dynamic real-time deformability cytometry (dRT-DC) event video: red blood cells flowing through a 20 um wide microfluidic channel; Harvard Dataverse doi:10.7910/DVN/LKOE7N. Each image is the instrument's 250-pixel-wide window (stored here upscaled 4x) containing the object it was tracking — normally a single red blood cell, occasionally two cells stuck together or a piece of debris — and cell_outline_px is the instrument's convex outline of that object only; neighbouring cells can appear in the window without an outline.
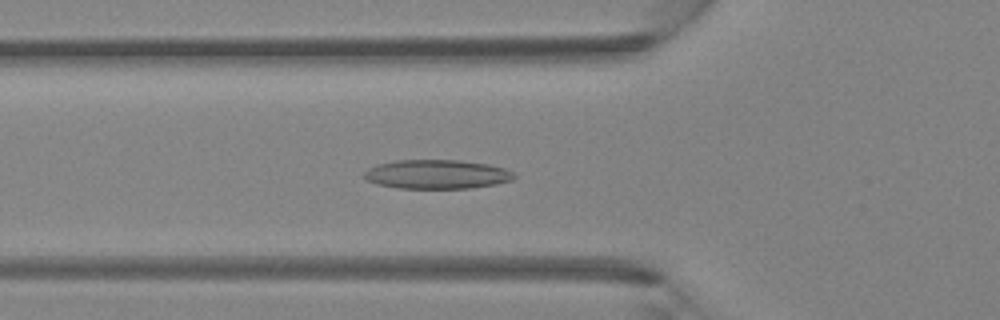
{"species": "Egyptian fruit bat (a non-hibernating species)", "species_latin": "Rousettus aegyptiacus", "temperature_condition": "room temperature", "stored_images_in_passage": 46, "camera_frame_rate_fps": 3000, "um_per_image_px": 0.085, "animal": {"sex": "female"}, "frame": {"image": 1, "passage_image": 16, "time_ms": 5.0, "image_size_px": [1000, 320], "cell_outline_px": [[516, 176], [512, 180], [496, 184], [468, 188], [396, 188], [376, 184], [364, 180], [364, 172], [368, 168], [376, 164], [396, 160], [460, 160], [488, 164], [504, 168], [512, 172]], "centroid_in_image_um": [37.08, 14.81], "position_along_channel_um": 88.7, "area_um2": 25.55}}
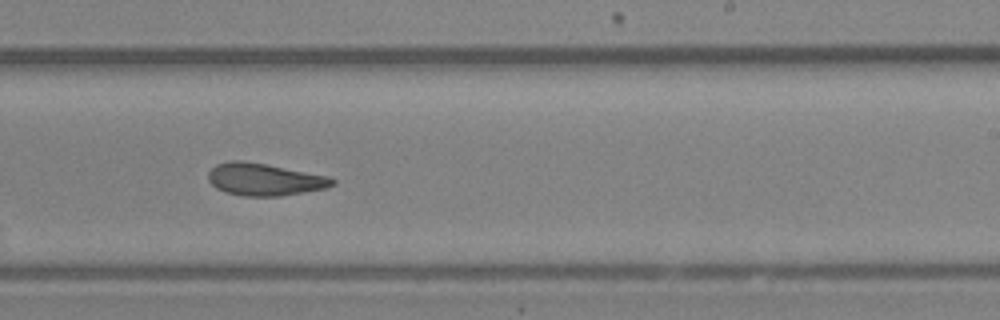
{"frame": {"image": 2, "passage_image": 28, "time_ms": 9.0, "image_size_px": [1000, 320], "cell_outline_px": [[336, 184], [324, 188], [280, 196], [244, 196], [224, 192], [216, 188], [208, 180], [208, 172], [216, 164], [232, 160], [240, 160], [264, 164], [328, 176], [336, 180]], "centroid_in_image_um": [22.44, 15.25], "position_along_channel_um": 266.6, "area_um2": 23.12}}
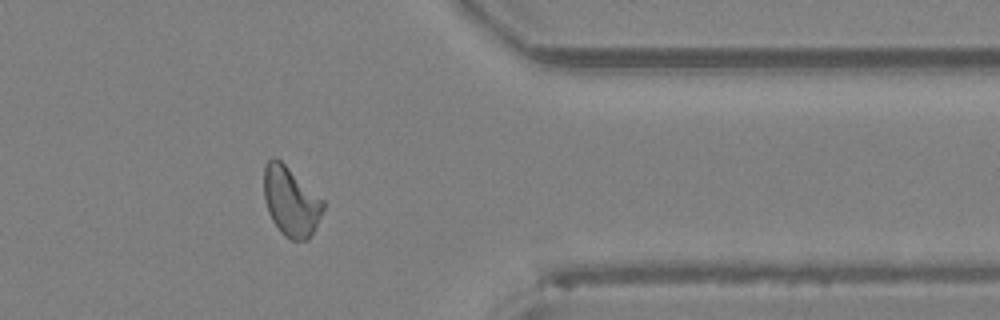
{"frame": {"image": 3, "passage_image": 37, "time_ms": 12.0, "image_size_px": [1000, 320], "cell_outline_px": [[324, 208], [316, 228], [308, 240], [292, 240], [284, 236], [280, 232], [272, 220], [268, 212], [264, 200], [264, 168], [268, 160], [272, 156], [276, 156], [324, 200]], "centroid_in_image_um": [24.72, 17.12], "position_along_channel_um": 386.7, "area_um2": 24.1}}